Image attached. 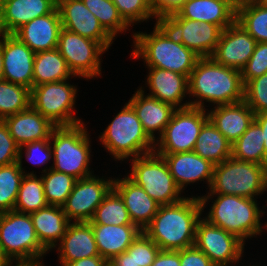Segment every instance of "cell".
<instances>
[{"label": "cell", "instance_id": "1", "mask_svg": "<svg viewBox=\"0 0 267 266\" xmlns=\"http://www.w3.org/2000/svg\"><path fill=\"white\" fill-rule=\"evenodd\" d=\"M203 208L199 197H185L181 201L160 205L156 215L143 229L160 250L178 251L194 246L196 227Z\"/></svg>", "mask_w": 267, "mask_h": 266}, {"label": "cell", "instance_id": "2", "mask_svg": "<svg viewBox=\"0 0 267 266\" xmlns=\"http://www.w3.org/2000/svg\"><path fill=\"white\" fill-rule=\"evenodd\" d=\"M191 107L202 109L205 102L215 106L244 100V83L241 71L216 63L211 57L199 58L188 78Z\"/></svg>", "mask_w": 267, "mask_h": 266}, {"label": "cell", "instance_id": "3", "mask_svg": "<svg viewBox=\"0 0 267 266\" xmlns=\"http://www.w3.org/2000/svg\"><path fill=\"white\" fill-rule=\"evenodd\" d=\"M133 34V59L142 58L147 67L171 70L189 78L200 57L185 47L162 22L155 23L150 34Z\"/></svg>", "mask_w": 267, "mask_h": 266}, {"label": "cell", "instance_id": "4", "mask_svg": "<svg viewBox=\"0 0 267 266\" xmlns=\"http://www.w3.org/2000/svg\"><path fill=\"white\" fill-rule=\"evenodd\" d=\"M214 199L208 215L204 217L209 223L218 226L228 233L235 235L243 243L247 238L256 237L262 230L261 216L265 213L260 210L256 199L236 195L208 194L198 196L204 211L206 202ZM209 200V201H208ZM256 235V236H255Z\"/></svg>", "mask_w": 267, "mask_h": 266}, {"label": "cell", "instance_id": "5", "mask_svg": "<svg viewBox=\"0 0 267 266\" xmlns=\"http://www.w3.org/2000/svg\"><path fill=\"white\" fill-rule=\"evenodd\" d=\"M87 125L56 126L50 136L52 169L81 179L92 175L90 171L91 141Z\"/></svg>", "mask_w": 267, "mask_h": 266}, {"label": "cell", "instance_id": "6", "mask_svg": "<svg viewBox=\"0 0 267 266\" xmlns=\"http://www.w3.org/2000/svg\"><path fill=\"white\" fill-rule=\"evenodd\" d=\"M104 148L124 161L154 152L155 142L147 135L134 109L126 103L99 135Z\"/></svg>", "mask_w": 267, "mask_h": 266}, {"label": "cell", "instance_id": "7", "mask_svg": "<svg viewBox=\"0 0 267 266\" xmlns=\"http://www.w3.org/2000/svg\"><path fill=\"white\" fill-rule=\"evenodd\" d=\"M0 247L12 264H43L48 253L37 238L30 214L15 210L0 214Z\"/></svg>", "mask_w": 267, "mask_h": 266}, {"label": "cell", "instance_id": "8", "mask_svg": "<svg viewBox=\"0 0 267 266\" xmlns=\"http://www.w3.org/2000/svg\"><path fill=\"white\" fill-rule=\"evenodd\" d=\"M264 191H267V167L231 156L214 166L213 180L207 194L256 199L254 197L262 195Z\"/></svg>", "mask_w": 267, "mask_h": 266}, {"label": "cell", "instance_id": "9", "mask_svg": "<svg viewBox=\"0 0 267 266\" xmlns=\"http://www.w3.org/2000/svg\"><path fill=\"white\" fill-rule=\"evenodd\" d=\"M130 160L131 173L127 176L160 205L173 204L185 198L181 196L182 191L161 155L152 152Z\"/></svg>", "mask_w": 267, "mask_h": 266}, {"label": "cell", "instance_id": "10", "mask_svg": "<svg viewBox=\"0 0 267 266\" xmlns=\"http://www.w3.org/2000/svg\"><path fill=\"white\" fill-rule=\"evenodd\" d=\"M206 110L191 106L176 109L162 135L156 139L154 152L173 154L193 151L203 125L209 120Z\"/></svg>", "mask_w": 267, "mask_h": 266}, {"label": "cell", "instance_id": "11", "mask_svg": "<svg viewBox=\"0 0 267 266\" xmlns=\"http://www.w3.org/2000/svg\"><path fill=\"white\" fill-rule=\"evenodd\" d=\"M67 82L65 80L44 83L31 89L30 106L55 126H73L82 123L81 119L74 116L77 86Z\"/></svg>", "mask_w": 267, "mask_h": 266}, {"label": "cell", "instance_id": "12", "mask_svg": "<svg viewBox=\"0 0 267 266\" xmlns=\"http://www.w3.org/2000/svg\"><path fill=\"white\" fill-rule=\"evenodd\" d=\"M57 50L74 77L90 80L101 75V55L107 51L99 42L61 29Z\"/></svg>", "mask_w": 267, "mask_h": 266}, {"label": "cell", "instance_id": "13", "mask_svg": "<svg viewBox=\"0 0 267 266\" xmlns=\"http://www.w3.org/2000/svg\"><path fill=\"white\" fill-rule=\"evenodd\" d=\"M194 245L216 266H234L243 257L245 243L202 217L197 223Z\"/></svg>", "mask_w": 267, "mask_h": 266}, {"label": "cell", "instance_id": "14", "mask_svg": "<svg viewBox=\"0 0 267 266\" xmlns=\"http://www.w3.org/2000/svg\"><path fill=\"white\" fill-rule=\"evenodd\" d=\"M113 180V178L105 180L95 175L76 180L70 195L62 205L68 220L90 222L96 208L113 188Z\"/></svg>", "mask_w": 267, "mask_h": 266}, {"label": "cell", "instance_id": "15", "mask_svg": "<svg viewBox=\"0 0 267 266\" xmlns=\"http://www.w3.org/2000/svg\"><path fill=\"white\" fill-rule=\"evenodd\" d=\"M162 23L185 47L200 58L211 57L222 32L216 24L184 19L177 13L169 15Z\"/></svg>", "mask_w": 267, "mask_h": 266}, {"label": "cell", "instance_id": "16", "mask_svg": "<svg viewBox=\"0 0 267 266\" xmlns=\"http://www.w3.org/2000/svg\"><path fill=\"white\" fill-rule=\"evenodd\" d=\"M57 9L63 28L99 42L108 51L114 38L103 28L82 0H59Z\"/></svg>", "mask_w": 267, "mask_h": 266}, {"label": "cell", "instance_id": "17", "mask_svg": "<svg viewBox=\"0 0 267 266\" xmlns=\"http://www.w3.org/2000/svg\"><path fill=\"white\" fill-rule=\"evenodd\" d=\"M257 42L236 20L222 30L211 58L223 66L241 71L252 56Z\"/></svg>", "mask_w": 267, "mask_h": 266}, {"label": "cell", "instance_id": "18", "mask_svg": "<svg viewBox=\"0 0 267 266\" xmlns=\"http://www.w3.org/2000/svg\"><path fill=\"white\" fill-rule=\"evenodd\" d=\"M3 77L8 82L33 88L35 53L13 34L2 38Z\"/></svg>", "mask_w": 267, "mask_h": 266}, {"label": "cell", "instance_id": "19", "mask_svg": "<svg viewBox=\"0 0 267 266\" xmlns=\"http://www.w3.org/2000/svg\"><path fill=\"white\" fill-rule=\"evenodd\" d=\"M62 28L60 14L56 7L50 14L39 16L22 25L13 35L37 53L57 49Z\"/></svg>", "mask_w": 267, "mask_h": 266}, {"label": "cell", "instance_id": "20", "mask_svg": "<svg viewBox=\"0 0 267 266\" xmlns=\"http://www.w3.org/2000/svg\"><path fill=\"white\" fill-rule=\"evenodd\" d=\"M159 155L164 158L169 172L182 192L188 184L197 181L206 180L210 188L215 166L210 161L200 157L194 151Z\"/></svg>", "mask_w": 267, "mask_h": 266}, {"label": "cell", "instance_id": "21", "mask_svg": "<svg viewBox=\"0 0 267 266\" xmlns=\"http://www.w3.org/2000/svg\"><path fill=\"white\" fill-rule=\"evenodd\" d=\"M147 68H149V74L146 84L151 91L148 93L149 96L168 103L176 109L190 106V102L187 100L182 103L183 98L189 95L188 77L186 75L156 67Z\"/></svg>", "mask_w": 267, "mask_h": 266}, {"label": "cell", "instance_id": "22", "mask_svg": "<svg viewBox=\"0 0 267 266\" xmlns=\"http://www.w3.org/2000/svg\"><path fill=\"white\" fill-rule=\"evenodd\" d=\"M113 189L120 195L133 224L142 231L156 215L160 204L128 176L113 180Z\"/></svg>", "mask_w": 267, "mask_h": 266}, {"label": "cell", "instance_id": "23", "mask_svg": "<svg viewBox=\"0 0 267 266\" xmlns=\"http://www.w3.org/2000/svg\"><path fill=\"white\" fill-rule=\"evenodd\" d=\"M128 104L134 109L143 129L154 142L156 141L154 133L158 131L159 137L162 135L176 110L168 103L145 95L142 87L135 91Z\"/></svg>", "mask_w": 267, "mask_h": 266}, {"label": "cell", "instance_id": "24", "mask_svg": "<svg viewBox=\"0 0 267 266\" xmlns=\"http://www.w3.org/2000/svg\"><path fill=\"white\" fill-rule=\"evenodd\" d=\"M59 243L57 254H60V266L75 260L100 256L90 222H70Z\"/></svg>", "mask_w": 267, "mask_h": 266}, {"label": "cell", "instance_id": "25", "mask_svg": "<svg viewBox=\"0 0 267 266\" xmlns=\"http://www.w3.org/2000/svg\"><path fill=\"white\" fill-rule=\"evenodd\" d=\"M240 0H187L177 14L184 19L208 22L222 30L236 20V5Z\"/></svg>", "mask_w": 267, "mask_h": 266}, {"label": "cell", "instance_id": "26", "mask_svg": "<svg viewBox=\"0 0 267 266\" xmlns=\"http://www.w3.org/2000/svg\"><path fill=\"white\" fill-rule=\"evenodd\" d=\"M3 121L19 147L33 141L50 139L51 132L56 127L48 118L31 106L5 118Z\"/></svg>", "mask_w": 267, "mask_h": 266}, {"label": "cell", "instance_id": "27", "mask_svg": "<svg viewBox=\"0 0 267 266\" xmlns=\"http://www.w3.org/2000/svg\"><path fill=\"white\" fill-rule=\"evenodd\" d=\"M213 109L207 110L209 120L231 144L248 129L255 117L254 111L244 100Z\"/></svg>", "mask_w": 267, "mask_h": 266}, {"label": "cell", "instance_id": "28", "mask_svg": "<svg viewBox=\"0 0 267 266\" xmlns=\"http://www.w3.org/2000/svg\"><path fill=\"white\" fill-rule=\"evenodd\" d=\"M97 249L108 262L125 252L142 230L135 224L103 225L91 224Z\"/></svg>", "mask_w": 267, "mask_h": 266}, {"label": "cell", "instance_id": "29", "mask_svg": "<svg viewBox=\"0 0 267 266\" xmlns=\"http://www.w3.org/2000/svg\"><path fill=\"white\" fill-rule=\"evenodd\" d=\"M40 244L50 251L57 247L70 223L62 206L48 205L30 213Z\"/></svg>", "mask_w": 267, "mask_h": 266}, {"label": "cell", "instance_id": "30", "mask_svg": "<svg viewBox=\"0 0 267 266\" xmlns=\"http://www.w3.org/2000/svg\"><path fill=\"white\" fill-rule=\"evenodd\" d=\"M3 21L8 34L39 16L50 14L56 7L54 0H2Z\"/></svg>", "mask_w": 267, "mask_h": 266}, {"label": "cell", "instance_id": "31", "mask_svg": "<svg viewBox=\"0 0 267 266\" xmlns=\"http://www.w3.org/2000/svg\"><path fill=\"white\" fill-rule=\"evenodd\" d=\"M193 151L212 164L218 165L232 156V144L208 120L200 131Z\"/></svg>", "mask_w": 267, "mask_h": 266}, {"label": "cell", "instance_id": "32", "mask_svg": "<svg viewBox=\"0 0 267 266\" xmlns=\"http://www.w3.org/2000/svg\"><path fill=\"white\" fill-rule=\"evenodd\" d=\"M73 73L69 70L66 60L57 49L35 53L33 65V86L44 83L65 81Z\"/></svg>", "mask_w": 267, "mask_h": 266}, {"label": "cell", "instance_id": "33", "mask_svg": "<svg viewBox=\"0 0 267 266\" xmlns=\"http://www.w3.org/2000/svg\"><path fill=\"white\" fill-rule=\"evenodd\" d=\"M236 21L257 43H267V7L260 1L240 0L236 5Z\"/></svg>", "mask_w": 267, "mask_h": 266}, {"label": "cell", "instance_id": "34", "mask_svg": "<svg viewBox=\"0 0 267 266\" xmlns=\"http://www.w3.org/2000/svg\"><path fill=\"white\" fill-rule=\"evenodd\" d=\"M23 147L19 148L18 161L0 166V214L14 210L19 187L24 175H34L22 168Z\"/></svg>", "mask_w": 267, "mask_h": 266}, {"label": "cell", "instance_id": "35", "mask_svg": "<svg viewBox=\"0 0 267 266\" xmlns=\"http://www.w3.org/2000/svg\"><path fill=\"white\" fill-rule=\"evenodd\" d=\"M232 157L240 161L253 162L267 167L262 128L255 120L232 144Z\"/></svg>", "mask_w": 267, "mask_h": 266}, {"label": "cell", "instance_id": "36", "mask_svg": "<svg viewBox=\"0 0 267 266\" xmlns=\"http://www.w3.org/2000/svg\"><path fill=\"white\" fill-rule=\"evenodd\" d=\"M44 194L42 177L24 175L19 187L14 210L20 213L30 214L48 206Z\"/></svg>", "mask_w": 267, "mask_h": 266}, {"label": "cell", "instance_id": "37", "mask_svg": "<svg viewBox=\"0 0 267 266\" xmlns=\"http://www.w3.org/2000/svg\"><path fill=\"white\" fill-rule=\"evenodd\" d=\"M90 223L115 226L133 224L124 201L113 188L96 208Z\"/></svg>", "mask_w": 267, "mask_h": 266}, {"label": "cell", "instance_id": "38", "mask_svg": "<svg viewBox=\"0 0 267 266\" xmlns=\"http://www.w3.org/2000/svg\"><path fill=\"white\" fill-rule=\"evenodd\" d=\"M41 173L44 174L41 177L48 204L62 206L70 195L77 179L69 174L53 170L52 167L44 168Z\"/></svg>", "mask_w": 267, "mask_h": 266}, {"label": "cell", "instance_id": "39", "mask_svg": "<svg viewBox=\"0 0 267 266\" xmlns=\"http://www.w3.org/2000/svg\"><path fill=\"white\" fill-rule=\"evenodd\" d=\"M31 90L7 80L0 81V120L30 107Z\"/></svg>", "mask_w": 267, "mask_h": 266}, {"label": "cell", "instance_id": "40", "mask_svg": "<svg viewBox=\"0 0 267 266\" xmlns=\"http://www.w3.org/2000/svg\"><path fill=\"white\" fill-rule=\"evenodd\" d=\"M89 11L99 20L103 28L115 39L131 27L119 14L111 0H82Z\"/></svg>", "mask_w": 267, "mask_h": 266}, {"label": "cell", "instance_id": "41", "mask_svg": "<svg viewBox=\"0 0 267 266\" xmlns=\"http://www.w3.org/2000/svg\"><path fill=\"white\" fill-rule=\"evenodd\" d=\"M122 18L130 25L148 21L153 17L150 0H111Z\"/></svg>", "mask_w": 267, "mask_h": 266}, {"label": "cell", "instance_id": "42", "mask_svg": "<svg viewBox=\"0 0 267 266\" xmlns=\"http://www.w3.org/2000/svg\"><path fill=\"white\" fill-rule=\"evenodd\" d=\"M244 101L254 114L267 112V73L249 80L244 85Z\"/></svg>", "mask_w": 267, "mask_h": 266}, {"label": "cell", "instance_id": "43", "mask_svg": "<svg viewBox=\"0 0 267 266\" xmlns=\"http://www.w3.org/2000/svg\"><path fill=\"white\" fill-rule=\"evenodd\" d=\"M159 251V246L142 231L125 252L133 253L139 266H151Z\"/></svg>", "mask_w": 267, "mask_h": 266}, {"label": "cell", "instance_id": "44", "mask_svg": "<svg viewBox=\"0 0 267 266\" xmlns=\"http://www.w3.org/2000/svg\"><path fill=\"white\" fill-rule=\"evenodd\" d=\"M267 73V43H257L255 50L241 70L244 85L251 79Z\"/></svg>", "mask_w": 267, "mask_h": 266}, {"label": "cell", "instance_id": "45", "mask_svg": "<svg viewBox=\"0 0 267 266\" xmlns=\"http://www.w3.org/2000/svg\"><path fill=\"white\" fill-rule=\"evenodd\" d=\"M19 148L10 135L8 126L0 120V166L17 162Z\"/></svg>", "mask_w": 267, "mask_h": 266}, {"label": "cell", "instance_id": "46", "mask_svg": "<svg viewBox=\"0 0 267 266\" xmlns=\"http://www.w3.org/2000/svg\"><path fill=\"white\" fill-rule=\"evenodd\" d=\"M22 147L25 148L26 152L24 154L27 161H30L35 166L47 164L52 158L50 139L33 141L24 144Z\"/></svg>", "mask_w": 267, "mask_h": 266}, {"label": "cell", "instance_id": "47", "mask_svg": "<svg viewBox=\"0 0 267 266\" xmlns=\"http://www.w3.org/2000/svg\"><path fill=\"white\" fill-rule=\"evenodd\" d=\"M187 0H150V6L156 23L162 22L169 15L177 13Z\"/></svg>", "mask_w": 267, "mask_h": 266}, {"label": "cell", "instance_id": "48", "mask_svg": "<svg viewBox=\"0 0 267 266\" xmlns=\"http://www.w3.org/2000/svg\"><path fill=\"white\" fill-rule=\"evenodd\" d=\"M180 266H216L208 256L195 245L180 250Z\"/></svg>", "mask_w": 267, "mask_h": 266}, {"label": "cell", "instance_id": "49", "mask_svg": "<svg viewBox=\"0 0 267 266\" xmlns=\"http://www.w3.org/2000/svg\"><path fill=\"white\" fill-rule=\"evenodd\" d=\"M151 266H180V250H160Z\"/></svg>", "mask_w": 267, "mask_h": 266}, {"label": "cell", "instance_id": "50", "mask_svg": "<svg viewBox=\"0 0 267 266\" xmlns=\"http://www.w3.org/2000/svg\"><path fill=\"white\" fill-rule=\"evenodd\" d=\"M65 266H108V261L102 256H93L69 262Z\"/></svg>", "mask_w": 267, "mask_h": 266}, {"label": "cell", "instance_id": "51", "mask_svg": "<svg viewBox=\"0 0 267 266\" xmlns=\"http://www.w3.org/2000/svg\"><path fill=\"white\" fill-rule=\"evenodd\" d=\"M108 266H139L133 259V253L123 252L108 262Z\"/></svg>", "mask_w": 267, "mask_h": 266}, {"label": "cell", "instance_id": "52", "mask_svg": "<svg viewBox=\"0 0 267 266\" xmlns=\"http://www.w3.org/2000/svg\"><path fill=\"white\" fill-rule=\"evenodd\" d=\"M254 120L262 128V136H263V140H264L265 159L267 161V112H262V113H259V114H255Z\"/></svg>", "mask_w": 267, "mask_h": 266}, {"label": "cell", "instance_id": "53", "mask_svg": "<svg viewBox=\"0 0 267 266\" xmlns=\"http://www.w3.org/2000/svg\"><path fill=\"white\" fill-rule=\"evenodd\" d=\"M8 34L4 21H3V3L2 0H0V38L5 37Z\"/></svg>", "mask_w": 267, "mask_h": 266}, {"label": "cell", "instance_id": "54", "mask_svg": "<svg viewBox=\"0 0 267 266\" xmlns=\"http://www.w3.org/2000/svg\"><path fill=\"white\" fill-rule=\"evenodd\" d=\"M11 261L4 255L3 250L0 247V266H11Z\"/></svg>", "mask_w": 267, "mask_h": 266}, {"label": "cell", "instance_id": "55", "mask_svg": "<svg viewBox=\"0 0 267 266\" xmlns=\"http://www.w3.org/2000/svg\"><path fill=\"white\" fill-rule=\"evenodd\" d=\"M3 54H2V38L0 39V81L3 80Z\"/></svg>", "mask_w": 267, "mask_h": 266}, {"label": "cell", "instance_id": "56", "mask_svg": "<svg viewBox=\"0 0 267 266\" xmlns=\"http://www.w3.org/2000/svg\"><path fill=\"white\" fill-rule=\"evenodd\" d=\"M11 266H44V264H12Z\"/></svg>", "mask_w": 267, "mask_h": 266}, {"label": "cell", "instance_id": "57", "mask_svg": "<svg viewBox=\"0 0 267 266\" xmlns=\"http://www.w3.org/2000/svg\"><path fill=\"white\" fill-rule=\"evenodd\" d=\"M260 2L267 7V0H261Z\"/></svg>", "mask_w": 267, "mask_h": 266}]
</instances>
